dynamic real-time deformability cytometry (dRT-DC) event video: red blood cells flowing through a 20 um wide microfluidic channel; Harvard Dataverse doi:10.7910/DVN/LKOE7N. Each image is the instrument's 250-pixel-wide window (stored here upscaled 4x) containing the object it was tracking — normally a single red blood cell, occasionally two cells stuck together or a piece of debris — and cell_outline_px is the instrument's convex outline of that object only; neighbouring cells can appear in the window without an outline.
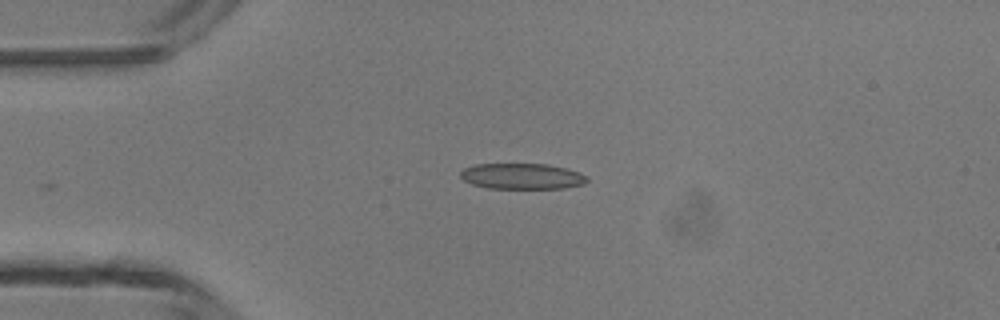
{"species": "common noctule bat (a hibernating species)", "species_latin": "Nyctalus noctula", "temperature_condition": "room temperature", "stored_images_in_passage": 5, "camera_frame_rate_fps": 3000, "um_per_image_px": 0.085, "animal": {"sex": "male", "body_mass_g": 13.3}, "frame": {"image": 1, "passage_image": 2, "time_ms": 2.0, "image_size_px": [1000, 320], "cell_outline_px": [[588, 180], [584, 184], [564, 188], [488, 188], [472, 184], [464, 180], [460, 176], [460, 172], [464, 168], [476, 164], [548, 164], [568, 168], [580, 172], [588, 176]], "centroid_in_image_um": [44.41, 14.97], "position_along_channel_um": 40.6, "area_um2": 19.13}}
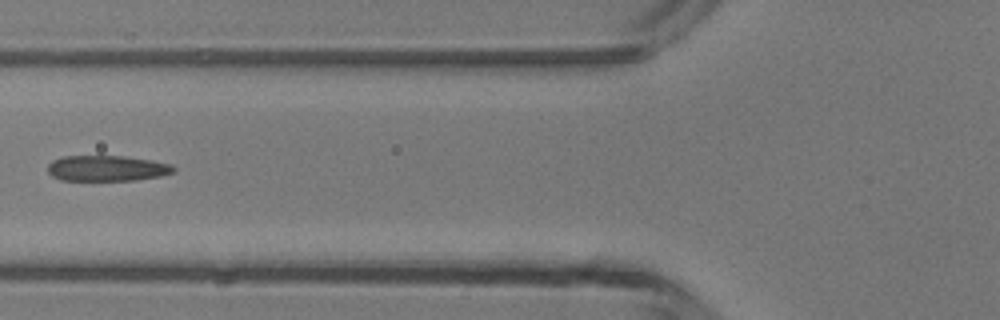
{"frame": {"image": 2, "passage_image": 4, "time_ms": 4.333, "image_size_px": [1000, 320], "cell_outline_px": [[176, 168], [172, 172], [160, 176], [136, 180], [60, 180], [52, 176], [48, 172], [48, 164], [52, 160], [64, 156], [124, 156], [172, 164]], "centroid_in_image_um": [9.06, 14.3], "position_along_channel_um": 116.7, "area_um2": 18.73}}
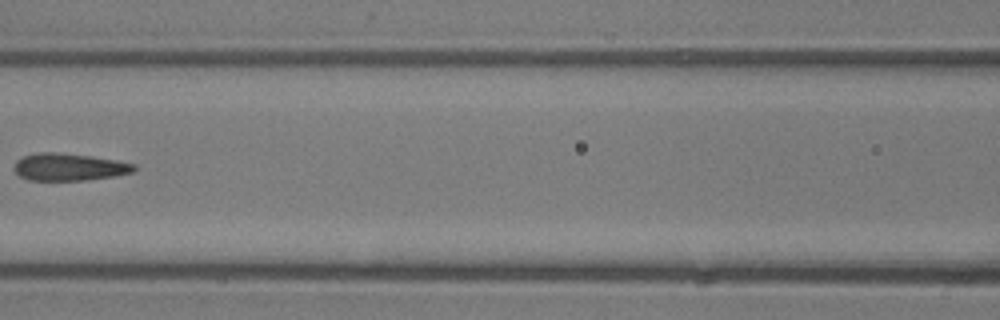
{"frame": {"image": 3, "passage_image": 5, "time_ms": 5.333, "image_size_px": [1000, 320], "cell_outline_px": [[136, 168], [132, 172], [116, 176], [88, 180], [28, 180], [20, 176], [12, 168], [16, 160], [24, 156], [36, 152], [52, 152], [92, 156], [116, 160], [136, 164]], "centroid_in_image_um": [5.86, 14.19], "position_along_channel_um": 160.7, "area_um2": 19.19}}